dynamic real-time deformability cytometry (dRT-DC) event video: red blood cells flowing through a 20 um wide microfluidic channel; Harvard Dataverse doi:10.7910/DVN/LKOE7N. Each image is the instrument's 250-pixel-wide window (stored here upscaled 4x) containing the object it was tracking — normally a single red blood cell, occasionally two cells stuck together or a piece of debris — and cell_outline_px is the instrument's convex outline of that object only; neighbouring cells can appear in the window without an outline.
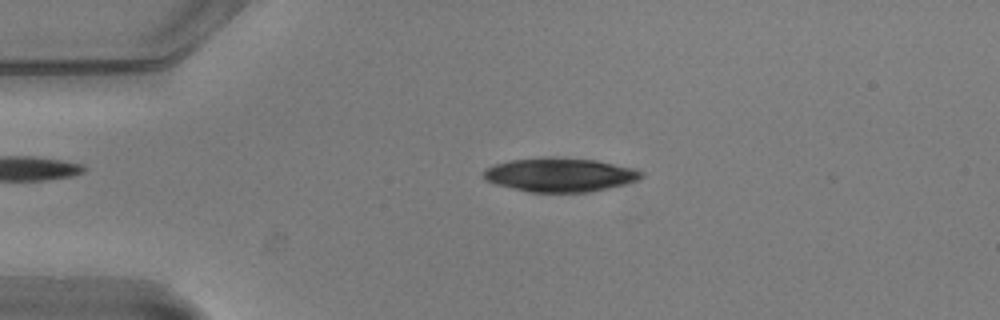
{"species": "common noctule bat (a hibernating species)", "species_latin": "Nyctalus noctula", "temperature_condition": "warm", "stored_images_in_passage": 49, "camera_frame_rate_fps": 3000, "um_per_image_px": 0.085, "animal": {"sex": "male", "body_mass_g": 20.5, "forearm_length_mm": 52.5}, "frame": {"image": 1, "passage_image": 7, "time_ms": 2.0, "image_size_px": [1000, 320], "cell_outline_px": [[644, 176], [640, 180], [592, 192], [528, 192], [496, 184], [484, 180], [480, 176], [480, 172], [484, 168], [492, 164], [508, 160], [544, 156], [556, 156], [596, 160], [636, 168], [644, 172]], "centroid_in_image_um": [47.55, 14.84], "position_along_channel_um": 37.4, "area_um2": 32.08}}
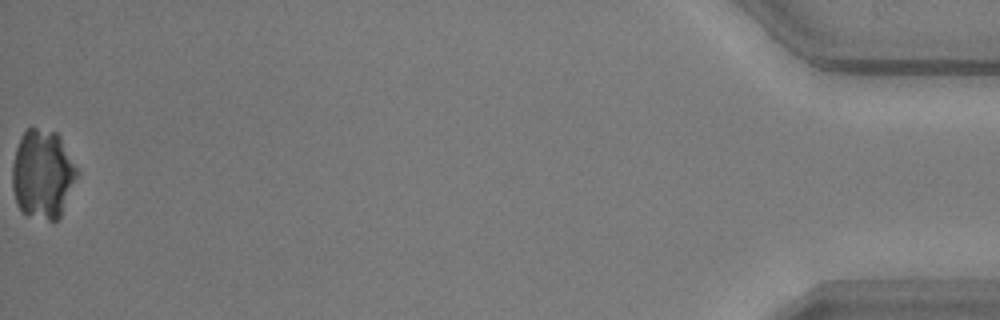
{"frame": {"image": 2, "passage_image": 49, "time_ms": 16.0, "image_size_px": [1000, 320], "cell_outline_px": [[80, 172], [60, 220], [48, 220], [24, 212], [16, 204], [12, 188], [12, 164], [16, 148], [20, 136], [28, 128], [36, 128], [56, 132], [60, 136]], "centroid_in_image_um": [3.65, 14.8], "position_along_channel_um": 431.5, "area_um2": 33.99}}